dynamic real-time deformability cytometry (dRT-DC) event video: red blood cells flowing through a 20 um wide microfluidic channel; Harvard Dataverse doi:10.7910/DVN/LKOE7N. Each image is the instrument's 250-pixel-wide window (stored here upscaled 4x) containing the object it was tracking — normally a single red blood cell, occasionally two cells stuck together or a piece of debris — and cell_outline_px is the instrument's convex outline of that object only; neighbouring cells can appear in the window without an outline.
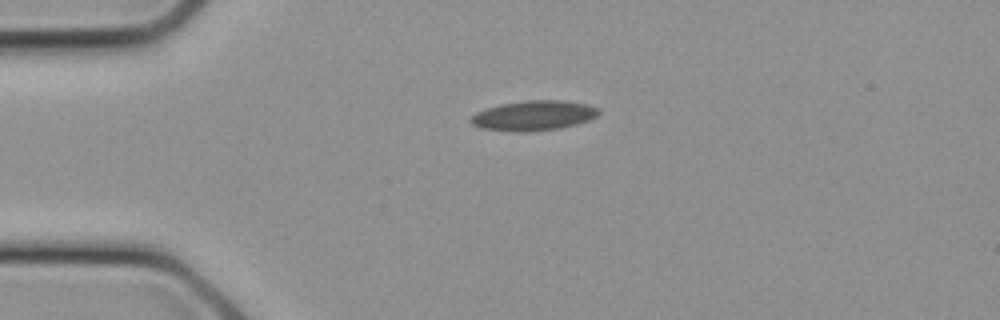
{"species": "common noctule bat (a hibernating species)", "species_latin": "Nyctalus noctula", "temperature_condition": "cold", "stored_images_in_passage": 4, "camera_frame_rate_fps": 3000, "um_per_image_px": 0.085, "animal": {"sex": "female", "body_mass_g": 21.9}, "frame": {"image": 1, "passage_image": 1, "time_ms": 0.0, "image_size_px": [1000, 320], "cell_outline_px": [[600, 112], [596, 116], [588, 120], [576, 124], [560, 128], [524, 132], [512, 132], [480, 128], [472, 124], [468, 120], [476, 112], [500, 104], [528, 100], [564, 100], [588, 104], [600, 108]], "centroid_in_image_um": [45.36, 9.82], "position_along_channel_um": 39.6, "area_um2": 22.43}}
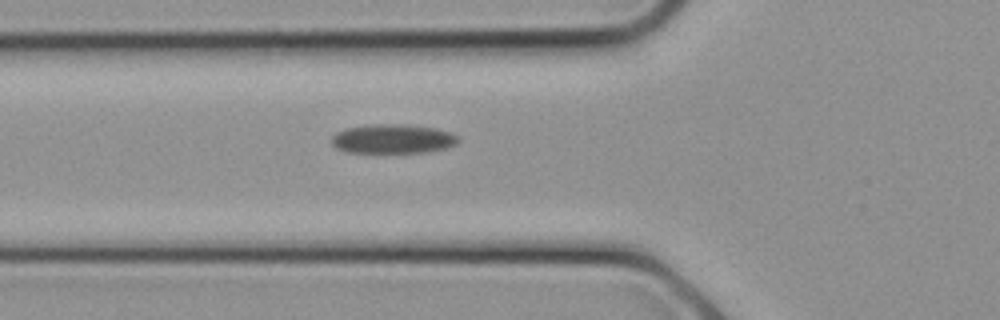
{"frame": {"image": 2, "passage_image": 4, "time_ms": 1.0, "image_size_px": [1000, 320], "cell_outline_px": [[460, 140], [456, 144], [448, 148], [428, 152], [344, 152], [336, 148], [332, 144], [332, 136], [336, 132], [348, 128], [376, 124], [396, 124], [432, 128], [452, 132], [460, 136]], "centroid_in_image_um": [33.43, 11.81], "position_along_channel_um": 92.4, "area_um2": 21.5}}